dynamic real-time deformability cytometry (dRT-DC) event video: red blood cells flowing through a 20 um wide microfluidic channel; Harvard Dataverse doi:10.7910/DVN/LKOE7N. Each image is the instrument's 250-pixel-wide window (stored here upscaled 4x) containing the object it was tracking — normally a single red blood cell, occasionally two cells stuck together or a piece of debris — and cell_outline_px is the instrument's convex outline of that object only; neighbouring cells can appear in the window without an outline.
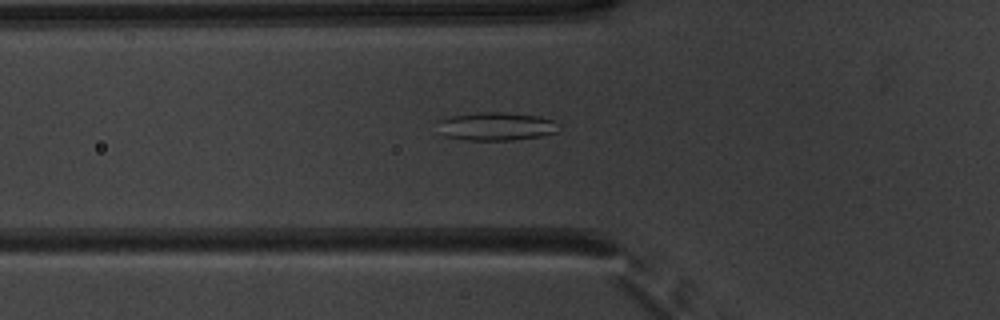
{"species": "common noctule bat (a hibernating species)", "species_latin": "Nyctalus noctula", "temperature_condition": "warm", "stored_images_in_passage": 51, "segment_of_instrument_passage": [1, 2], "camera_frame_rate_fps": 3000, "um_per_image_px": 0.085, "animal": {"sex": "male", "body_mass_g": 20.1, "forearm_length_mm": 53.5}, "frame": {"image": 1, "passage_image": 19, "time_ms": 6.0, "image_size_px": [1000, 320], "cell_outline_px": [[560, 128], [556, 132], [540, 136], [512, 140], [468, 140], [444, 136], [440, 120], [452, 116], [476, 112], [504, 112], [536, 116], [552, 120], [560, 124]], "centroid_in_image_um": [42.24, 10.74], "position_along_channel_um": 83.6, "area_um2": 19.59}}
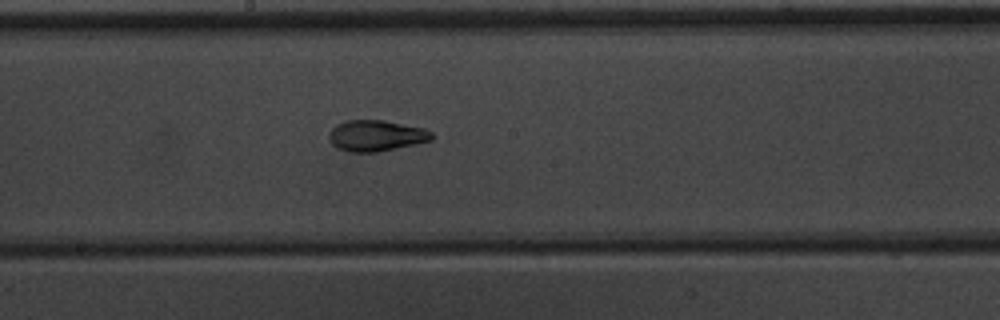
{"frame": {"image": 2, "passage_image": 29, "time_ms": 9.333, "image_size_px": [1000, 320], "cell_outline_px": [[432, 140], [416, 144], [380, 152], [348, 152], [336, 148], [332, 144], [328, 136], [332, 128], [336, 124], [344, 120], [384, 120], [424, 128], [432, 132]], "centroid_in_image_um": [31.95, 11.53], "position_along_channel_um": 216.2, "area_um2": 18.79}}
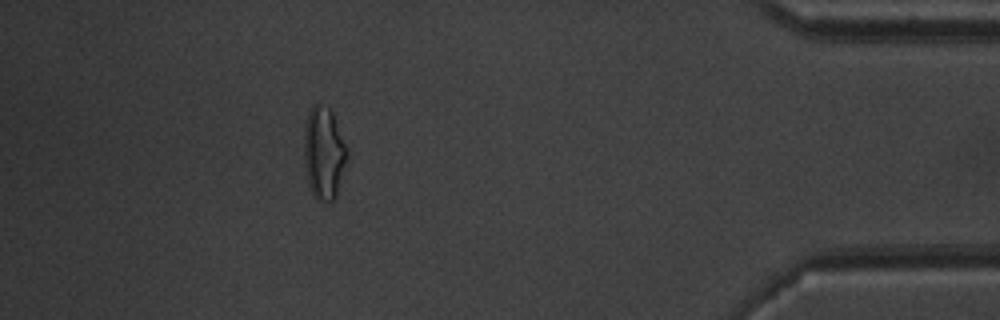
{"frame": {"image": 3, "passage_image": 47, "time_ms": 15.333, "image_size_px": [1000, 320], "cell_outline_px": [[348, 156], [336, 196], [332, 200], [316, 200], [308, 184], [304, 164], [304, 128], [308, 112], [312, 104], [320, 100], [332, 112], [348, 148]], "centroid_in_image_um": [27.52, 12.95], "position_along_channel_um": 407.7, "area_um2": 23.52}}